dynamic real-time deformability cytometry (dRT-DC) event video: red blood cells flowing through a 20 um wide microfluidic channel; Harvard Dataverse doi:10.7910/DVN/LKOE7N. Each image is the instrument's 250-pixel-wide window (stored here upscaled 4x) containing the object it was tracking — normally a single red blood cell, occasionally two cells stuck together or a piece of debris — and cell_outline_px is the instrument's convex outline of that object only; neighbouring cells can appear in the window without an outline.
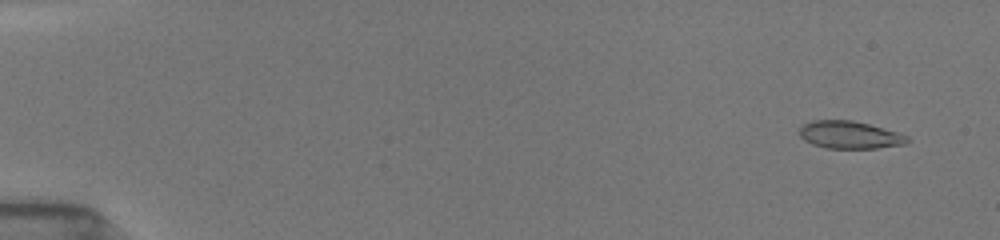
{"species": "common noctule bat (a hibernating species)", "species_latin": "Nyctalus noctula", "temperature_condition": "room temperature", "stored_images_in_passage": 26, "camera_frame_rate_fps": 3000, "um_per_image_px": 0.085, "animal": {"sex": "female", "body_mass_g": 19.5, "forearm_length_mm": 54.1}, "frame": {"image": 1, "passage_image": 2, "time_ms": 0.667, "image_size_px": [1000, 240], "cell_outline_px": [[912, 140], [908, 144], [876, 148], [828, 148], [812, 144], [804, 140], [800, 136], [800, 128], [804, 124], [812, 120], [852, 120], [868, 124], [896, 132], [908, 136]], "centroid_in_image_um": [72.25, 11.47], "position_along_channel_um": 12.8, "area_um2": 17.28}}
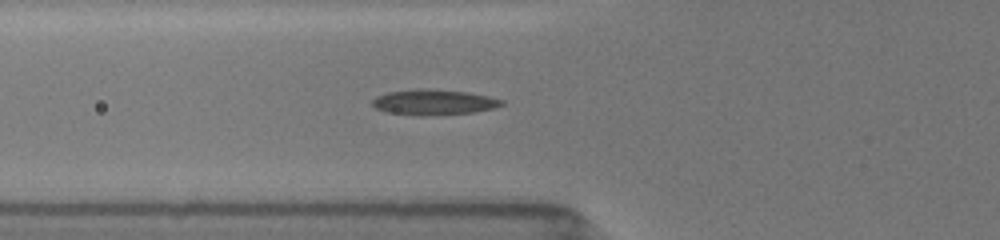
{"frame": {"image": 2, "passage_image": 14, "time_ms": 6.333, "image_size_px": [1000, 240], "cell_outline_px": [[504, 104], [496, 108], [472, 112], [420, 116], [416, 116], [388, 112], [376, 108], [372, 104], [372, 100], [376, 96], [388, 92], [416, 88], [424, 88], [468, 92], [488, 96], [504, 100]], "centroid_in_image_um": [36.87, 8.68], "position_along_channel_um": 88.9, "area_um2": 19.25}}
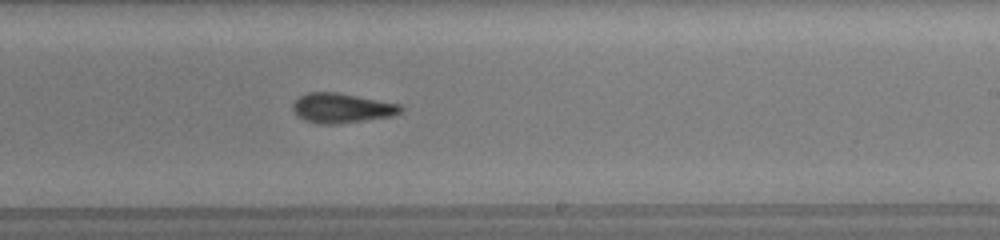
{"frame": {"image": 3, "passage_image": 26, "time_ms": 10.667, "image_size_px": [1000, 240], "cell_outline_px": [[404, 108], [400, 112], [392, 116], [336, 124], [320, 124], [304, 120], [296, 116], [292, 108], [292, 104], [300, 96], [308, 92], [336, 92], [400, 104]], "centroid_in_image_um": [29.02, 9.19], "position_along_channel_um": 260.0, "area_um2": 18.61}}